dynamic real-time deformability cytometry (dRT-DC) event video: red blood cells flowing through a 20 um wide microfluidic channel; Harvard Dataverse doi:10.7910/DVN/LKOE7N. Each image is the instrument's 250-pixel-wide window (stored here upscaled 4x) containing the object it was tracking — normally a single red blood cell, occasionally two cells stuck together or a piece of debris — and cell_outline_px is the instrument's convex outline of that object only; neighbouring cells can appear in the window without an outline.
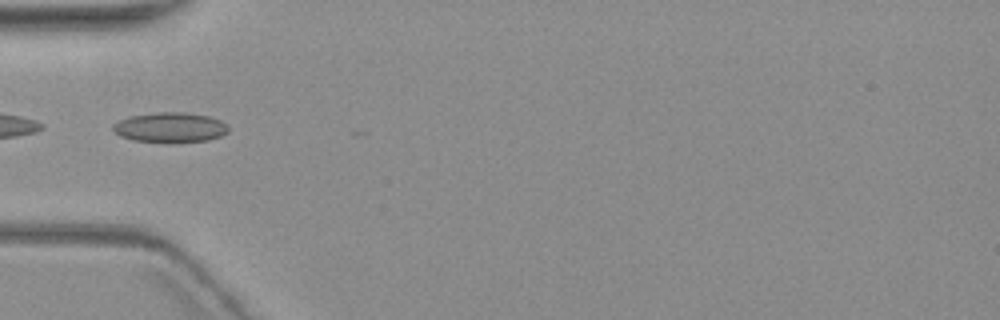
{"species": "common noctule bat (a hibernating species)", "species_latin": "Nyctalus noctula", "temperature_condition": "warm", "stored_images_in_passage": 6, "camera_frame_rate_fps": 3000, "um_per_image_px": 0.085, "animal": {"sex": "female", "body_mass_g": 19.3, "forearm_length_mm": 54.1}, "frame": {"image": 1, "passage_image": 5, "time_ms": 5.333, "image_size_px": [1000, 320], "cell_outline_px": [[228, 132], [220, 136], [208, 140], [132, 140], [120, 136], [112, 128], [112, 124], [128, 116], [156, 112], [184, 112], [208, 116], [220, 120], [228, 124]], "centroid_in_image_um": [14.46, 10.78], "position_along_channel_um": 70.5, "area_um2": 19.54}}